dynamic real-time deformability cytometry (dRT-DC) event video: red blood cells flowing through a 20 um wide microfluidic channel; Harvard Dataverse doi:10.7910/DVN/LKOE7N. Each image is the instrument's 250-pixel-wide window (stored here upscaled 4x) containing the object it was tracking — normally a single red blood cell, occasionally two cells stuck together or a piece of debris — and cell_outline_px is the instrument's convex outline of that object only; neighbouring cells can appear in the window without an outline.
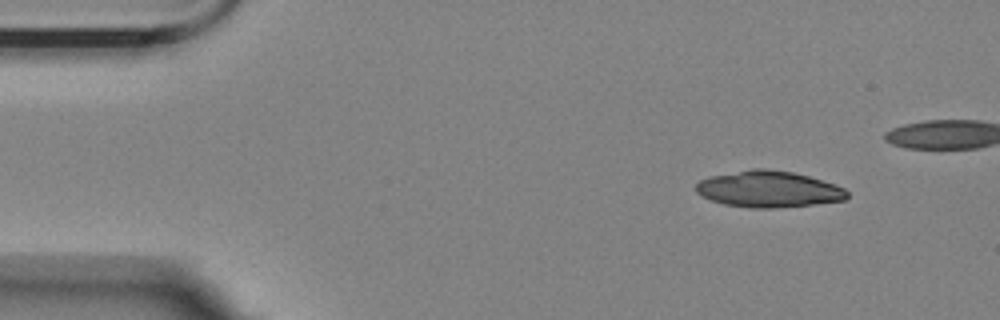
{"species": "Egyptian fruit bat (a non-hibernating species)", "species_latin": "Rousettus aegyptiacus", "temperature_condition": "room temperature", "stored_images_in_passage": 12, "camera_frame_rate_fps": 3000, "um_per_image_px": 0.085, "animal": {"sex": "female"}, "frame": {"image": 1, "passage_image": 1, "time_ms": 0.0, "image_size_px": [1000, 320], "cell_outline_px": [[848, 196], [844, 200], [812, 204], [772, 208], [752, 208], [724, 204], [712, 200], [696, 192], [696, 184], [700, 180], [712, 176], [752, 168], [764, 168], [792, 172], [808, 176], [844, 188], [848, 192]], "centroid_in_image_um": [65.31, 16.07], "position_along_channel_um": 19.7, "area_um2": 31.56}}